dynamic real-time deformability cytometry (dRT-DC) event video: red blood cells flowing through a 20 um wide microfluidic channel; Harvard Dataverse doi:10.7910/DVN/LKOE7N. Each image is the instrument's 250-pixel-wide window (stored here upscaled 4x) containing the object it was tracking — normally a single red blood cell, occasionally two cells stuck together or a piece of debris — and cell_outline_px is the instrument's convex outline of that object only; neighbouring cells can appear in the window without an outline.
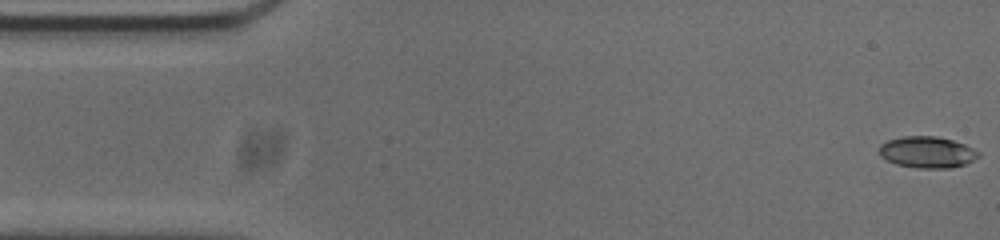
{"species": "common noctule bat (a hibernating species)", "species_latin": "Nyctalus noctula", "temperature_condition": "cold", "stored_images_in_passage": 53, "camera_frame_rate_fps": 3000, "um_per_image_px": 0.085, "animal": {"sex": "male", "body_mass_g": 20.0, "forearm_length_mm": 53.3}, "frame": {"image": 1, "passage_image": 1, "time_ms": 0.0, "image_size_px": [1000, 240], "cell_outline_px": [[980, 156], [964, 164], [952, 168], [916, 168], [896, 164], [880, 156], [880, 144], [888, 140], [904, 136], [936, 136], [952, 140], [964, 144], [980, 152]], "centroid_in_image_um": [78.81, 12.93], "position_along_channel_um": 6.2, "area_um2": 18.09}}
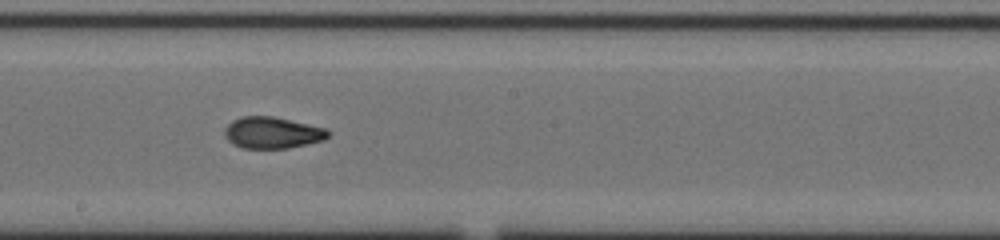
{"frame": {"image": 2, "passage_image": 28, "time_ms": 9.0, "image_size_px": [1000, 240], "cell_outline_px": [[332, 132], [324, 140], [308, 144], [288, 148], [240, 148], [232, 144], [224, 136], [224, 128], [232, 120], [240, 116], [272, 116], [328, 128]], "centroid_in_image_um": [23.15, 11.28], "position_along_channel_um": 225.0, "area_um2": 19.31}}
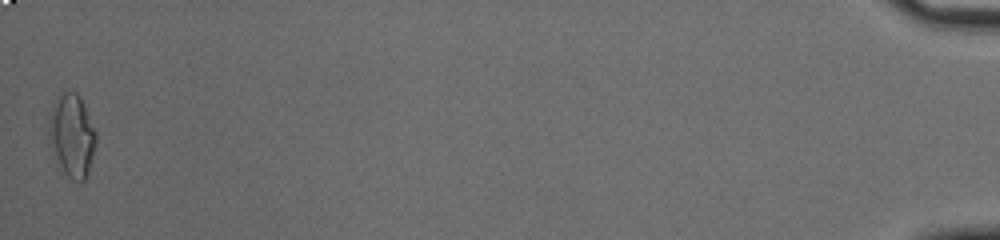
{"frame": {"image": 3, "passage_image": 53, "time_ms": 17.333, "image_size_px": [1000, 240], "cell_outline_px": [[96, 140], [88, 176], [80, 184], [72, 180], [64, 172], [56, 156], [48, 132], [48, 124], [52, 112], [60, 96], [64, 92], [76, 92], [80, 96], [84, 104], [96, 132]], "centroid_in_image_um": [6.17, 11.57], "position_along_channel_um": 429.0, "area_um2": 22.08}, "authors_computed_cell_mechanics": {"area_um2": 18.6694, "velocity_mm_per_s": 3.7584, "shape_relaxation_time_tau1_ms": 5.2002, "shape_relaxation_time_tau2_ms": 1.171, "deformation_change_tau1": 0.199, "deformation_change_tau2": 0.0732}}